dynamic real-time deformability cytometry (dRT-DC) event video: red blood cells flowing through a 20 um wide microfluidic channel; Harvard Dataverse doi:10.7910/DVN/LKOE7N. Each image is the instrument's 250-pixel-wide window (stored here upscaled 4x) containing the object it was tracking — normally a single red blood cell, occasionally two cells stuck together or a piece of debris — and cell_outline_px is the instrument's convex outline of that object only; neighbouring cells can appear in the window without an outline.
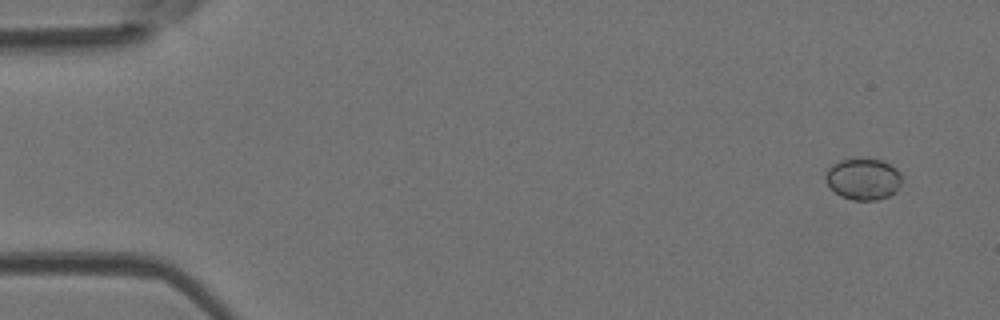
{"species": "Egyptian fruit bat (a non-hibernating species)", "species_latin": "Rousettus aegyptiacus", "temperature_condition": "room temperature", "stored_images_in_passage": 48, "camera_frame_rate_fps": 3000, "um_per_image_px": 0.085, "animal": {"sex": "female"}, "frame": {"image": 1, "passage_image": 3, "time_ms": 0.667, "image_size_px": [1000, 320], "cell_outline_px": [[900, 184], [896, 192], [888, 196], [876, 200], [852, 200], [840, 196], [824, 180], [824, 176], [828, 168], [832, 164], [840, 160], [856, 156], [868, 156], [880, 160], [896, 168], [900, 172]], "centroid_in_image_um": [73.35, 15.17], "position_along_channel_um": 11.7, "area_um2": 18.9}}
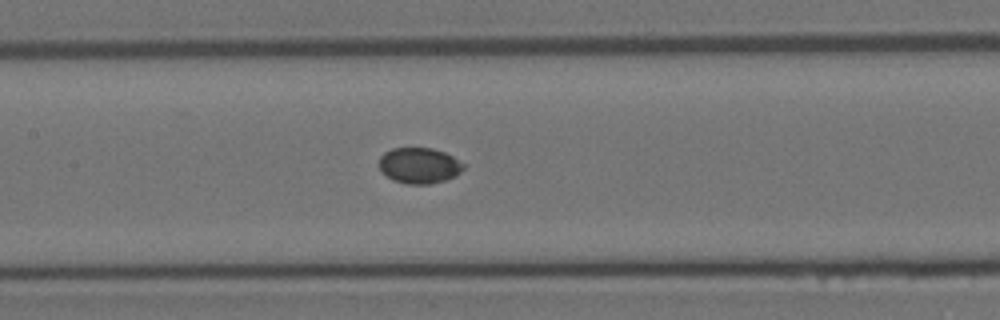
{"frame": {"image": 2, "passage_image": 23, "time_ms": 7.333, "image_size_px": [1000, 320], "cell_outline_px": [[464, 168], [456, 176], [444, 180], [428, 184], [408, 184], [392, 180], [380, 168], [380, 156], [384, 152], [392, 148], [432, 148], [444, 152], [452, 156], [464, 164]], "centroid_in_image_um": [35.64, 14.06], "position_along_channel_um": 171.8, "area_um2": 17.46}}
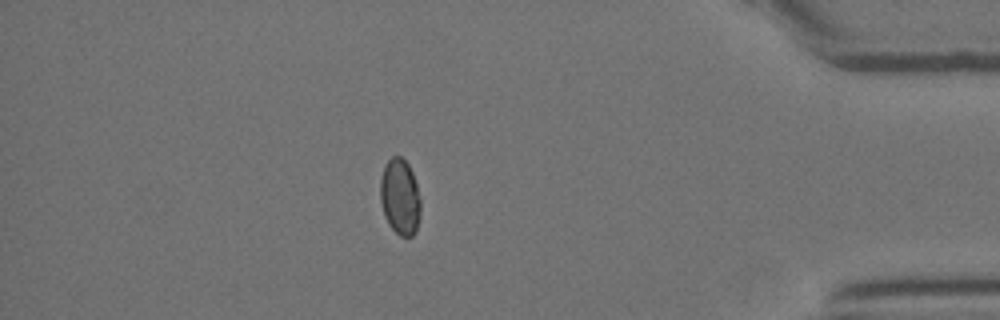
{"frame": {"image": 3, "passage_image": 42, "time_ms": 13.667, "image_size_px": [1000, 320], "cell_outline_px": [[420, 212], [416, 232], [412, 236], [400, 236], [388, 224], [384, 216], [380, 200], [380, 180], [384, 164], [392, 156], [400, 156], [408, 164], [412, 172], [416, 184], [420, 200]], "centroid_in_image_um": [33.98, 16.73], "position_along_channel_um": 401.2, "area_um2": 17.92}}